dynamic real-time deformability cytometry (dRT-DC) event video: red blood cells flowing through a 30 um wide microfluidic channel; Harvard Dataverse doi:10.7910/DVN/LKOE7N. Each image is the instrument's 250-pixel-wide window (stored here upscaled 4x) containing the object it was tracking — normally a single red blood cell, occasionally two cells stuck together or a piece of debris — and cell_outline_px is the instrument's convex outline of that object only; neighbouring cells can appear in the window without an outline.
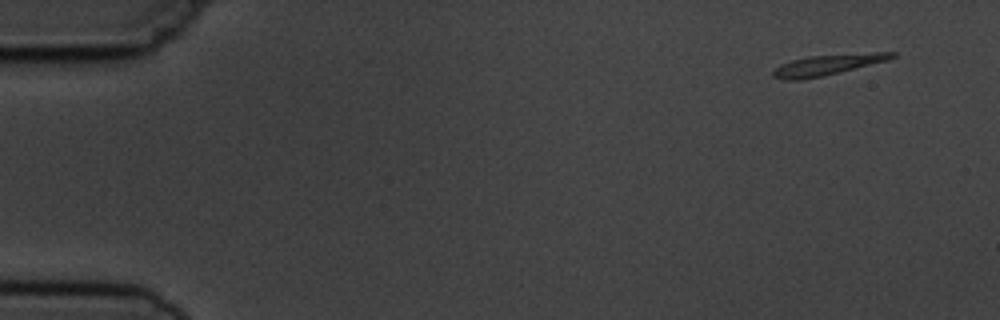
{"species": "common noctule bat (a hibernating species)", "species_latin": "Nyctalus noctula", "temperature_condition": "cold", "stored_images_in_passage": 4, "camera_frame_rate_fps": 3000, "um_per_image_px": 0.085, "animal": {"sex": "male", "body_mass_g": 19.5, "forearm_length_mm": 54.6}, "frame": {"image": 1, "passage_image": 1, "time_ms": 0.0, "image_size_px": [1000, 320], "cell_outline_px": [[896, 56], [888, 60], [824, 76], [800, 80], [784, 80], [772, 76], [772, 72], [780, 64], [792, 60], [808, 56], [876, 52], [896, 52]], "centroid_in_image_um": [70.32, 5.51], "position_along_channel_um": 14.7, "area_um2": 14.28}}